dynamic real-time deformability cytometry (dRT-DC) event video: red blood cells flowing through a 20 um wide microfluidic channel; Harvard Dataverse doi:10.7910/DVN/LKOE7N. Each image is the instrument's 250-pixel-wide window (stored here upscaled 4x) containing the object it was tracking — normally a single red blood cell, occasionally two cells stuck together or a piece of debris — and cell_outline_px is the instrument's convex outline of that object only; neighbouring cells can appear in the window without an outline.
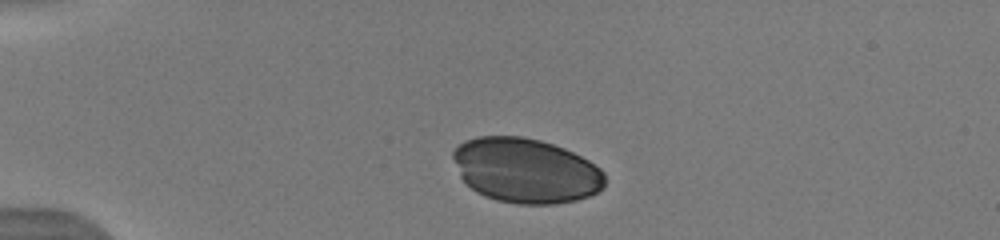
{"species": "human", "species_latin": "Homo sapiens", "temperature_condition": "warm", "stored_images_in_passage": 6, "camera_frame_rate_fps": 3000, "um_per_image_px": 0.085, "donor": {"sex": "male"}, "frame": {"image": 1, "passage_image": 2, "time_ms": 0.667, "image_size_px": [1000, 240], "cell_outline_px": [[608, 180], [604, 188], [588, 196], [576, 200], [556, 204], [516, 204], [496, 200], [484, 196], [476, 192], [460, 176], [452, 156], [452, 152], [464, 140], [476, 136], [524, 136], [540, 140], [564, 148], [588, 160], [600, 168], [604, 172]], "centroid_in_image_um": [44.71, 14.5], "position_along_channel_um": 40.3, "area_um2": 57.63}}